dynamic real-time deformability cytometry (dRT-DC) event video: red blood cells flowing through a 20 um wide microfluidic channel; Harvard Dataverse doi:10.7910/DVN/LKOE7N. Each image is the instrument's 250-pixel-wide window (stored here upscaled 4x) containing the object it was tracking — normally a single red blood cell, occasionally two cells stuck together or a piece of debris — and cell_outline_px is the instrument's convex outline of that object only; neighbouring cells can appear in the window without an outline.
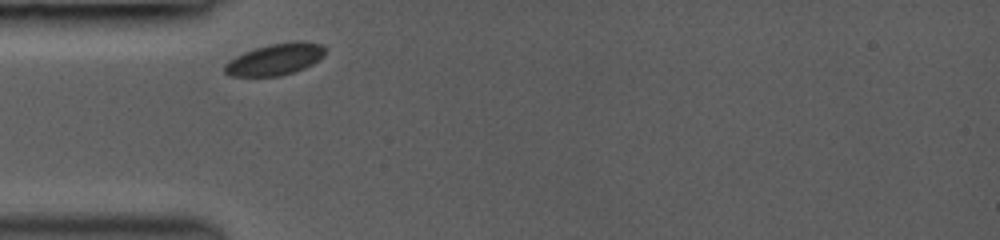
{"species": "common noctule bat (a hibernating species)", "species_latin": "Nyctalus noctula", "temperature_condition": "room temperature", "stored_images_in_passage": 5, "camera_frame_rate_fps": 3000, "um_per_image_px": 0.085, "animal": {"sex": "female", "body_mass_g": 19.0, "forearm_length_mm": 53.3}, "frame": {"image": 1, "passage_image": 1, "time_ms": 0.0, "image_size_px": [1000, 240], "cell_outline_px": [[328, 48], [324, 56], [312, 64], [304, 68], [280, 76], [232, 76], [224, 72], [224, 64], [228, 60], [244, 52], [256, 48], [272, 44], [300, 40], [324, 44]], "centroid_in_image_um": [23.43, 5.03], "position_along_channel_um": 61.6, "area_um2": 18.61}}
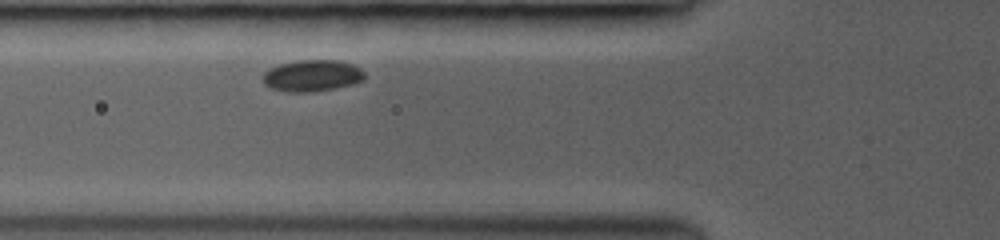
{"frame": {"image": 2, "passage_image": 3, "time_ms": 1.0, "image_size_px": [1000, 240], "cell_outline_px": [[364, 80], [352, 84], [336, 88], [312, 92], [288, 92], [272, 88], [264, 84], [264, 72], [268, 68], [280, 64], [296, 60], [340, 60], [352, 64], [360, 68], [364, 72]], "centroid_in_image_um": [26.54, 6.42], "position_along_channel_um": 99.3, "area_um2": 18.79}}
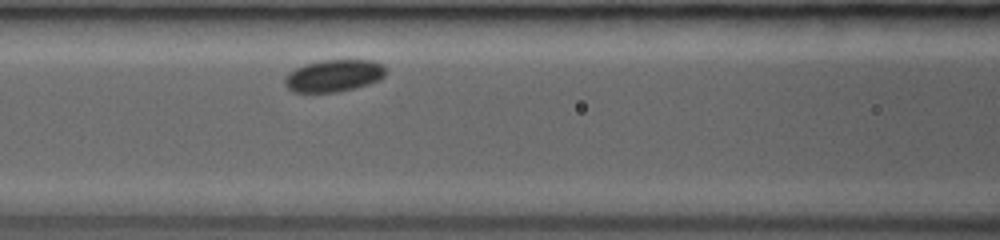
{"frame": {"image": 3, "passage_image": 5, "time_ms": 2.0, "image_size_px": [1000, 240], "cell_outline_px": [[388, 72], [380, 80], [356, 88], [336, 92], [292, 92], [284, 84], [284, 76], [288, 72], [304, 64], [320, 60], [372, 60], [384, 64], [388, 68]], "centroid_in_image_um": [28.4, 6.42], "position_along_channel_um": 138.2, "area_um2": 19.31}}